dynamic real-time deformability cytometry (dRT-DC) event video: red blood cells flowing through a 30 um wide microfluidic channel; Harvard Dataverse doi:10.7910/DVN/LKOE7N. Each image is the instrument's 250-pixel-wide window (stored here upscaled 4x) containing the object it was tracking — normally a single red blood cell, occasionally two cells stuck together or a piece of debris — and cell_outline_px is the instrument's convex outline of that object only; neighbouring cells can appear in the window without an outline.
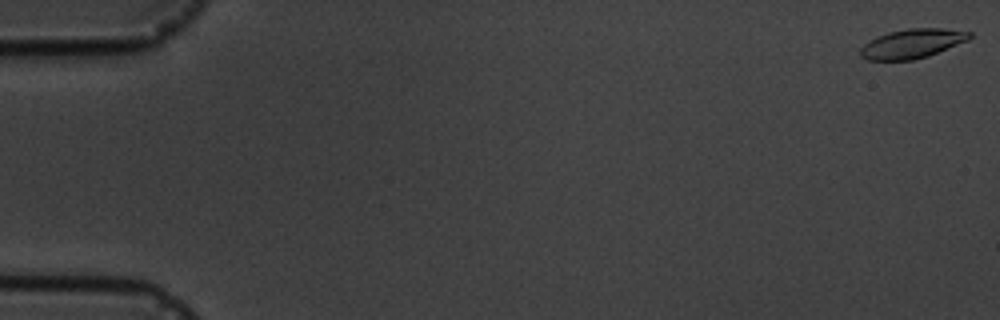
{"species": "common noctule bat (a hibernating species)", "species_latin": "Nyctalus noctula", "temperature_condition": "cold", "stored_images_in_passage": 3, "camera_frame_rate_fps": 3000, "um_per_image_px": 0.085, "animal": {"sex": "male", "body_mass_g": 19.5, "forearm_length_mm": 54.6}, "frame": {"image": 1, "passage_image": 1, "time_ms": 0.0, "image_size_px": [1000, 320], "cell_outline_px": [[972, 36], [968, 40], [928, 56], [912, 60], [868, 60], [860, 56], [860, 48], [864, 44], [876, 36], [888, 32], [908, 28], [940, 28], [972, 32]], "centroid_in_image_um": [77.51, 3.7], "position_along_channel_um": 7.5, "area_um2": 18.61}}